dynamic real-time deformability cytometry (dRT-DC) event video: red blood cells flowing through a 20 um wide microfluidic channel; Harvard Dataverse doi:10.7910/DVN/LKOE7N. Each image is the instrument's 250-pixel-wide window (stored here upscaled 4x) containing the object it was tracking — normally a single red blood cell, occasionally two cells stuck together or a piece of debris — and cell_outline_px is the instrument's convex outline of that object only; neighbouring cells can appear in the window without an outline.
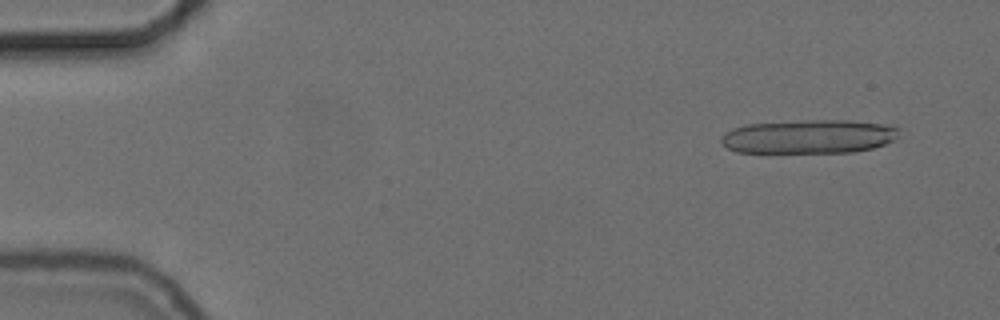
{"species": "common noctule bat (a hibernating species)", "species_latin": "Nyctalus noctula", "temperature_condition": "cold", "stored_images_in_passage": 54, "camera_frame_rate_fps": 3000, "um_per_image_px": 0.085, "animal": {"sex": "female", "body_mass_g": 24.6, "forearm_length_mm": 56.2}, "frame": {"image": 1, "passage_image": 4, "time_ms": 1.0, "image_size_px": [1000, 320], "cell_outline_px": [[900, 128], [896, 140], [872, 148], [852, 152], [736, 152], [720, 144], [720, 136], [724, 132], [732, 128], [744, 124], [804, 120], [848, 120], [880, 124]], "centroid_in_image_um": [68.69, 11.6], "position_along_channel_um": 16.3, "area_um2": 35.26}}
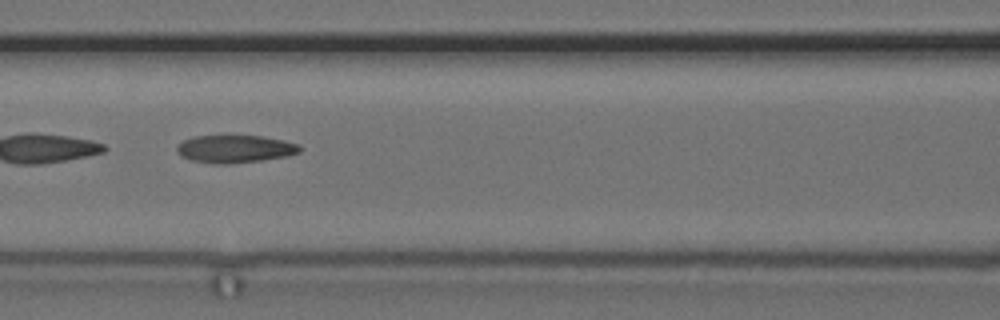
{"frame": {"image": 2, "passage_image": 24, "time_ms": 7.667, "image_size_px": [1000, 320], "cell_outline_px": [[300, 152], [288, 156], [260, 160], [228, 164], [212, 164], [192, 160], [180, 156], [176, 152], [176, 148], [184, 140], [196, 136], [264, 136], [284, 140], [300, 144]], "centroid_in_image_um": [19.98, 12.66], "position_along_channel_um": 146.6, "area_um2": 19.83}}
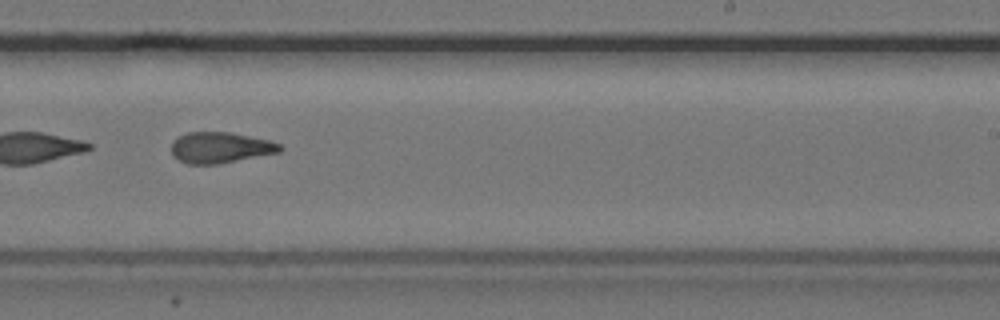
{"frame": {"image": 3, "passage_image": 34, "time_ms": 11.0, "image_size_px": [1000, 320], "cell_outline_px": [[284, 148], [280, 152], [216, 164], [188, 164], [176, 160], [172, 156], [172, 140], [188, 132], [232, 132], [268, 140], [280, 144]], "centroid_in_image_um": [18.7, 12.54], "position_along_channel_um": 270.3, "area_um2": 19.59}, "authors_computed_cell_mechanics": {"area_um2": 20.519, "velocity_mm_per_s": 3.7277, "shape_relaxation_time_tau1_ms": 4.5996, "shape_relaxation_time_tau2_ms": 3.2607, "deformation_change_tau1": 0.1321, "deformation_change_tau2": 0.1171}}